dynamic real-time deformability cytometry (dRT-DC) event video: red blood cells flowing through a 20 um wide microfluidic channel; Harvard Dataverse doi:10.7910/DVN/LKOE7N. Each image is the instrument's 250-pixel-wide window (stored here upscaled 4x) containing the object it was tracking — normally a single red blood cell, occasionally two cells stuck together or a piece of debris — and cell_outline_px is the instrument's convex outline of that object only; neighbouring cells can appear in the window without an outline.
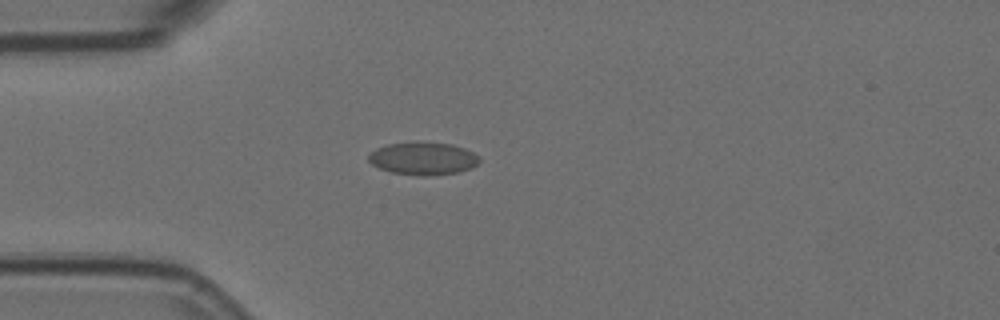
{"species": "Egyptian fruit bat (a non-hibernating species)", "species_latin": "Rousettus aegyptiacus", "temperature_condition": "room temperature", "stored_images_in_passage": 3, "camera_frame_rate_fps": 3000, "um_per_image_px": 0.085, "animal": {"sex": "female"}, "frame": {"image": 1, "passage_image": 2, "time_ms": 0.333, "image_size_px": [1000, 320], "cell_outline_px": [[480, 160], [472, 168], [456, 172], [424, 176], [420, 176], [392, 172], [380, 168], [372, 164], [368, 160], [368, 156], [376, 148], [388, 144], [416, 140], [452, 144], [464, 148], [480, 156]], "centroid_in_image_um": [35.96, 13.44], "position_along_channel_um": 49.0, "area_um2": 21.33}}